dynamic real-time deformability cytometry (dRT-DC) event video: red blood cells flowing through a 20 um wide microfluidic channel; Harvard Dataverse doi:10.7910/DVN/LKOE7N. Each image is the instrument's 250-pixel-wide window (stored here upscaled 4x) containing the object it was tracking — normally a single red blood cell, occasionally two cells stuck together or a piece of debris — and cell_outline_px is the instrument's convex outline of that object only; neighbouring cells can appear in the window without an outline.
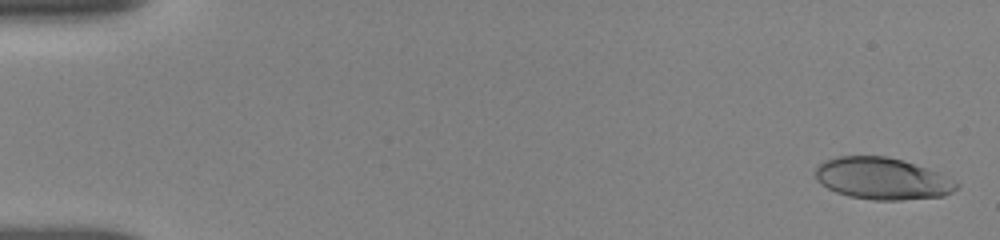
{"species": "human", "species_latin": "Homo sapiens", "temperature_condition": "room temperature", "stored_images_in_passage": 74, "camera_frame_rate_fps": 3000, "um_per_image_px": 0.085, "donor": {"sex": "female"}, "frame": {"image": 1, "passage_image": 2, "time_ms": 0.333, "image_size_px": [1000, 240], "cell_outline_px": [[960, 188], [944, 196], [900, 200], [872, 200], [848, 196], [836, 192], [820, 184], [816, 180], [816, 168], [824, 160], [836, 156], [888, 156], [936, 172], [956, 180], [960, 184]], "centroid_in_image_um": [74.99, 15.19], "position_along_channel_um": 10.0, "area_um2": 34.39}}
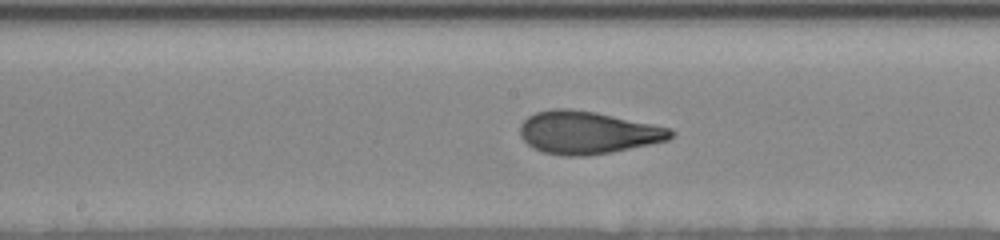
{"frame": {"image": 2, "passage_image": 31, "time_ms": 9.0, "image_size_px": [1000, 240], "cell_outline_px": [[676, 132], [668, 140], [612, 152], [588, 156], [564, 156], [544, 152], [532, 148], [520, 136], [520, 124], [528, 116], [536, 112], [552, 108], [568, 108], [596, 112], [672, 128]], "centroid_in_image_um": [49.94, 11.26], "position_along_channel_um": 198.3, "area_um2": 37.63}}
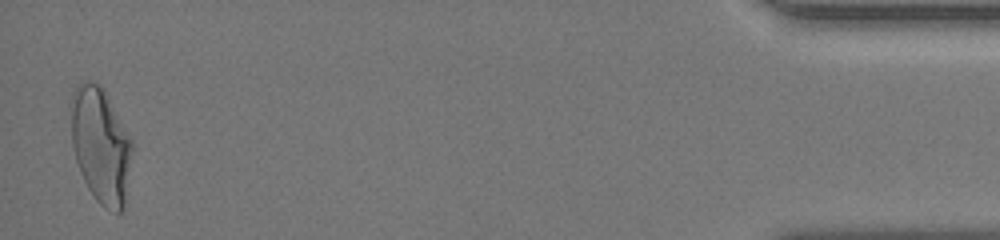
{"frame": {"image": 3, "passage_image": 73, "time_ms": 17.0, "image_size_px": [1000, 240], "cell_outline_px": [[132, 148], [124, 208], [120, 212], [116, 212], [104, 208], [96, 200], [88, 188], [80, 172], [76, 160], [72, 144], [68, 104], [72, 92], [80, 80], [88, 80], [96, 84], [100, 88], [132, 140]], "centroid_in_image_um": [8.5, 12.35], "position_along_channel_um": 426.7, "area_um2": 40.86}, "authors_computed_cell_mechanics": {"area_um2": 36.5585, "velocity_mm_per_s": 3.8527, "shape_relaxation_time_tau1_ms": 4.6924, "shape_relaxation_time_tau2_ms": 1.0572, "deformation_change_tau1": 0.2003, "deformation_change_tau2": 0.0766}}